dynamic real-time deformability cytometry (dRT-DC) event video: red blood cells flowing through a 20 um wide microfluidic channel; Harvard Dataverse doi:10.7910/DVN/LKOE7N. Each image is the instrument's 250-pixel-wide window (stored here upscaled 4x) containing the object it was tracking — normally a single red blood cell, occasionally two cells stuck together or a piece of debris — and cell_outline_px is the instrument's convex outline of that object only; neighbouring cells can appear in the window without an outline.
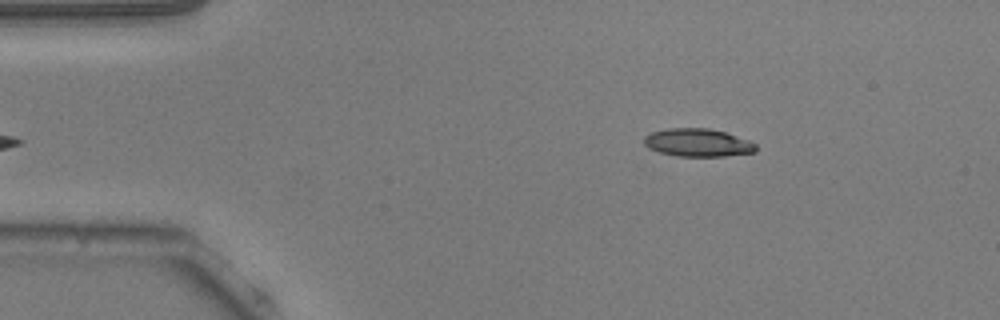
{"species": "common noctule bat (a hibernating species)", "species_latin": "Nyctalus noctula", "temperature_condition": "warm", "stored_images_in_passage": 12, "camera_frame_rate_fps": 3000, "um_per_image_px": 0.085, "animal": {"sex": "male", "body_mass_g": 20.5, "forearm_length_mm": 52.5}, "frame": {"image": 1, "passage_image": 2, "time_ms": 0.333, "image_size_px": [1000, 320], "cell_outline_px": [[756, 152], [724, 156], [676, 156], [660, 152], [648, 148], [644, 144], [644, 136], [652, 132], [668, 128], [708, 128], [724, 132], [748, 140], [756, 144]], "centroid_in_image_um": [59.29, 12.12], "position_along_channel_um": 25.7, "area_um2": 18.15}}
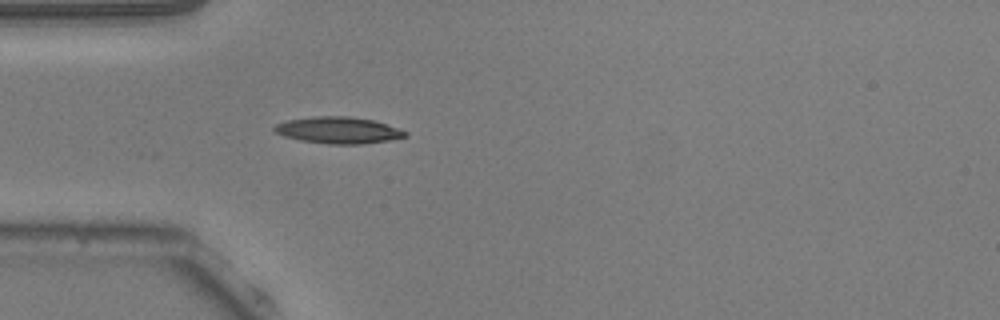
{"frame": {"image": 2, "passage_image": 9, "time_ms": 2.667, "image_size_px": [1000, 320], "cell_outline_px": [[408, 136], [388, 140], [364, 144], [328, 144], [300, 140], [284, 136], [272, 132], [272, 128], [276, 124], [288, 120], [312, 116], [348, 116], [372, 120], [408, 132]], "centroid_in_image_um": [28.7, 11.07], "position_along_channel_um": 56.3, "area_um2": 20.23}}